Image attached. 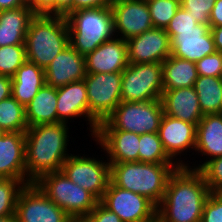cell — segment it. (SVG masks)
<instances>
[{
	"label": "cell",
	"instance_id": "6da1fadb",
	"mask_svg": "<svg viewBox=\"0 0 222 222\" xmlns=\"http://www.w3.org/2000/svg\"><path fill=\"white\" fill-rule=\"evenodd\" d=\"M210 190L198 170L178 167L157 206V222H201Z\"/></svg>",
	"mask_w": 222,
	"mask_h": 222
},
{
	"label": "cell",
	"instance_id": "7a4b0ae2",
	"mask_svg": "<svg viewBox=\"0 0 222 222\" xmlns=\"http://www.w3.org/2000/svg\"><path fill=\"white\" fill-rule=\"evenodd\" d=\"M69 126L67 123L40 124L25 131L26 185L42 175L61 171L68 153Z\"/></svg>",
	"mask_w": 222,
	"mask_h": 222
},
{
	"label": "cell",
	"instance_id": "3957f363",
	"mask_svg": "<svg viewBox=\"0 0 222 222\" xmlns=\"http://www.w3.org/2000/svg\"><path fill=\"white\" fill-rule=\"evenodd\" d=\"M176 163L124 162L110 164V181L119 188L147 197L158 206Z\"/></svg>",
	"mask_w": 222,
	"mask_h": 222
},
{
	"label": "cell",
	"instance_id": "277c9868",
	"mask_svg": "<svg viewBox=\"0 0 222 222\" xmlns=\"http://www.w3.org/2000/svg\"><path fill=\"white\" fill-rule=\"evenodd\" d=\"M69 43V30L63 15L36 14L25 37L27 61L45 69Z\"/></svg>",
	"mask_w": 222,
	"mask_h": 222
},
{
	"label": "cell",
	"instance_id": "5b68a950",
	"mask_svg": "<svg viewBox=\"0 0 222 222\" xmlns=\"http://www.w3.org/2000/svg\"><path fill=\"white\" fill-rule=\"evenodd\" d=\"M65 18L69 43L83 56L115 37L110 6L79 9L70 12Z\"/></svg>",
	"mask_w": 222,
	"mask_h": 222
},
{
	"label": "cell",
	"instance_id": "8992f818",
	"mask_svg": "<svg viewBox=\"0 0 222 222\" xmlns=\"http://www.w3.org/2000/svg\"><path fill=\"white\" fill-rule=\"evenodd\" d=\"M34 183L75 221H82L99 202L90 192L72 182L62 171L42 175Z\"/></svg>",
	"mask_w": 222,
	"mask_h": 222
},
{
	"label": "cell",
	"instance_id": "52a82bcc",
	"mask_svg": "<svg viewBox=\"0 0 222 222\" xmlns=\"http://www.w3.org/2000/svg\"><path fill=\"white\" fill-rule=\"evenodd\" d=\"M161 99L145 102L121 101L97 130H122L136 134L157 133L163 116Z\"/></svg>",
	"mask_w": 222,
	"mask_h": 222
},
{
	"label": "cell",
	"instance_id": "ba28073f",
	"mask_svg": "<svg viewBox=\"0 0 222 222\" xmlns=\"http://www.w3.org/2000/svg\"><path fill=\"white\" fill-rule=\"evenodd\" d=\"M163 90L162 63H129L122 72L121 101L161 99Z\"/></svg>",
	"mask_w": 222,
	"mask_h": 222
},
{
	"label": "cell",
	"instance_id": "9c48e42d",
	"mask_svg": "<svg viewBox=\"0 0 222 222\" xmlns=\"http://www.w3.org/2000/svg\"><path fill=\"white\" fill-rule=\"evenodd\" d=\"M82 155L71 154L63 163L61 171L72 182L90 192L98 201H101L110 183V162L104 160L103 156V160H100L97 159L98 157Z\"/></svg>",
	"mask_w": 222,
	"mask_h": 222
},
{
	"label": "cell",
	"instance_id": "30bf717a",
	"mask_svg": "<svg viewBox=\"0 0 222 222\" xmlns=\"http://www.w3.org/2000/svg\"><path fill=\"white\" fill-rule=\"evenodd\" d=\"M89 114L98 122L104 121L121 102L122 72L86 73Z\"/></svg>",
	"mask_w": 222,
	"mask_h": 222
},
{
	"label": "cell",
	"instance_id": "8fae6325",
	"mask_svg": "<svg viewBox=\"0 0 222 222\" xmlns=\"http://www.w3.org/2000/svg\"><path fill=\"white\" fill-rule=\"evenodd\" d=\"M100 202L122 222H157V206L151 200L119 188L111 181Z\"/></svg>",
	"mask_w": 222,
	"mask_h": 222
},
{
	"label": "cell",
	"instance_id": "7c38bea8",
	"mask_svg": "<svg viewBox=\"0 0 222 222\" xmlns=\"http://www.w3.org/2000/svg\"><path fill=\"white\" fill-rule=\"evenodd\" d=\"M18 222H72L66 212L49 199L35 183L20 192L15 209Z\"/></svg>",
	"mask_w": 222,
	"mask_h": 222
},
{
	"label": "cell",
	"instance_id": "4fadbf2b",
	"mask_svg": "<svg viewBox=\"0 0 222 222\" xmlns=\"http://www.w3.org/2000/svg\"><path fill=\"white\" fill-rule=\"evenodd\" d=\"M110 8L115 37L127 41L153 28L147 2L143 0H114Z\"/></svg>",
	"mask_w": 222,
	"mask_h": 222
},
{
	"label": "cell",
	"instance_id": "5bb4252c",
	"mask_svg": "<svg viewBox=\"0 0 222 222\" xmlns=\"http://www.w3.org/2000/svg\"><path fill=\"white\" fill-rule=\"evenodd\" d=\"M197 126L163 114L159 125V137L168 157L179 166L186 167L181 154L195 150ZM189 150V151H188ZM178 157V158H176ZM176 158V159H175Z\"/></svg>",
	"mask_w": 222,
	"mask_h": 222
},
{
	"label": "cell",
	"instance_id": "9a60e30c",
	"mask_svg": "<svg viewBox=\"0 0 222 222\" xmlns=\"http://www.w3.org/2000/svg\"><path fill=\"white\" fill-rule=\"evenodd\" d=\"M126 42L129 63H162L171 55L170 38L162 28L153 27Z\"/></svg>",
	"mask_w": 222,
	"mask_h": 222
},
{
	"label": "cell",
	"instance_id": "2e32d148",
	"mask_svg": "<svg viewBox=\"0 0 222 222\" xmlns=\"http://www.w3.org/2000/svg\"><path fill=\"white\" fill-rule=\"evenodd\" d=\"M58 123H67L69 119L85 117L90 134L94 138L99 123L89 114L86 83L84 80L71 82L57 88Z\"/></svg>",
	"mask_w": 222,
	"mask_h": 222
},
{
	"label": "cell",
	"instance_id": "e0dca14e",
	"mask_svg": "<svg viewBox=\"0 0 222 222\" xmlns=\"http://www.w3.org/2000/svg\"><path fill=\"white\" fill-rule=\"evenodd\" d=\"M170 43L172 56L195 63L216 52L210 27L205 24H197L195 29L176 30Z\"/></svg>",
	"mask_w": 222,
	"mask_h": 222
},
{
	"label": "cell",
	"instance_id": "ac0fdd59",
	"mask_svg": "<svg viewBox=\"0 0 222 222\" xmlns=\"http://www.w3.org/2000/svg\"><path fill=\"white\" fill-rule=\"evenodd\" d=\"M86 73L123 72L129 65L126 40L114 37L85 56Z\"/></svg>",
	"mask_w": 222,
	"mask_h": 222
},
{
	"label": "cell",
	"instance_id": "d6986e66",
	"mask_svg": "<svg viewBox=\"0 0 222 222\" xmlns=\"http://www.w3.org/2000/svg\"><path fill=\"white\" fill-rule=\"evenodd\" d=\"M93 140L104 150L110 164L138 162L139 134L122 130H97Z\"/></svg>",
	"mask_w": 222,
	"mask_h": 222
},
{
	"label": "cell",
	"instance_id": "ffe728a7",
	"mask_svg": "<svg viewBox=\"0 0 222 222\" xmlns=\"http://www.w3.org/2000/svg\"><path fill=\"white\" fill-rule=\"evenodd\" d=\"M85 76V56L81 55L71 45L60 52L45 68L46 84L56 88L84 80Z\"/></svg>",
	"mask_w": 222,
	"mask_h": 222
},
{
	"label": "cell",
	"instance_id": "44dd1931",
	"mask_svg": "<svg viewBox=\"0 0 222 222\" xmlns=\"http://www.w3.org/2000/svg\"><path fill=\"white\" fill-rule=\"evenodd\" d=\"M25 132H6L0 138V178L22 180L26 184Z\"/></svg>",
	"mask_w": 222,
	"mask_h": 222
},
{
	"label": "cell",
	"instance_id": "7402d4cb",
	"mask_svg": "<svg viewBox=\"0 0 222 222\" xmlns=\"http://www.w3.org/2000/svg\"><path fill=\"white\" fill-rule=\"evenodd\" d=\"M161 103L164 114L196 126L204 116L194 87L163 90Z\"/></svg>",
	"mask_w": 222,
	"mask_h": 222
},
{
	"label": "cell",
	"instance_id": "603a6c76",
	"mask_svg": "<svg viewBox=\"0 0 222 222\" xmlns=\"http://www.w3.org/2000/svg\"><path fill=\"white\" fill-rule=\"evenodd\" d=\"M195 153L207 157L194 168L187 164L186 167L193 170H199L207 161L222 156V113L206 114L198 122Z\"/></svg>",
	"mask_w": 222,
	"mask_h": 222
},
{
	"label": "cell",
	"instance_id": "cb8c5ba5",
	"mask_svg": "<svg viewBox=\"0 0 222 222\" xmlns=\"http://www.w3.org/2000/svg\"><path fill=\"white\" fill-rule=\"evenodd\" d=\"M35 15L29 5L0 11V47L25 45L28 26Z\"/></svg>",
	"mask_w": 222,
	"mask_h": 222
},
{
	"label": "cell",
	"instance_id": "d4e9b609",
	"mask_svg": "<svg viewBox=\"0 0 222 222\" xmlns=\"http://www.w3.org/2000/svg\"><path fill=\"white\" fill-rule=\"evenodd\" d=\"M45 83V69L26 60L12 77L11 96L25 107Z\"/></svg>",
	"mask_w": 222,
	"mask_h": 222
},
{
	"label": "cell",
	"instance_id": "484cf974",
	"mask_svg": "<svg viewBox=\"0 0 222 222\" xmlns=\"http://www.w3.org/2000/svg\"><path fill=\"white\" fill-rule=\"evenodd\" d=\"M57 88L44 84L31 102L25 106L28 127L58 123Z\"/></svg>",
	"mask_w": 222,
	"mask_h": 222
},
{
	"label": "cell",
	"instance_id": "4316f807",
	"mask_svg": "<svg viewBox=\"0 0 222 222\" xmlns=\"http://www.w3.org/2000/svg\"><path fill=\"white\" fill-rule=\"evenodd\" d=\"M198 76L195 62L172 55L162 62L164 90L194 87Z\"/></svg>",
	"mask_w": 222,
	"mask_h": 222
},
{
	"label": "cell",
	"instance_id": "83f0119b",
	"mask_svg": "<svg viewBox=\"0 0 222 222\" xmlns=\"http://www.w3.org/2000/svg\"><path fill=\"white\" fill-rule=\"evenodd\" d=\"M194 88L203 115L222 113V77L198 76Z\"/></svg>",
	"mask_w": 222,
	"mask_h": 222
},
{
	"label": "cell",
	"instance_id": "f1b7e54d",
	"mask_svg": "<svg viewBox=\"0 0 222 222\" xmlns=\"http://www.w3.org/2000/svg\"><path fill=\"white\" fill-rule=\"evenodd\" d=\"M0 128L5 132H25L29 128L25 107L12 96L0 101Z\"/></svg>",
	"mask_w": 222,
	"mask_h": 222
},
{
	"label": "cell",
	"instance_id": "f546056e",
	"mask_svg": "<svg viewBox=\"0 0 222 222\" xmlns=\"http://www.w3.org/2000/svg\"><path fill=\"white\" fill-rule=\"evenodd\" d=\"M138 151V162L175 163L164 151L158 132L140 134Z\"/></svg>",
	"mask_w": 222,
	"mask_h": 222
},
{
	"label": "cell",
	"instance_id": "4dcf8cb0",
	"mask_svg": "<svg viewBox=\"0 0 222 222\" xmlns=\"http://www.w3.org/2000/svg\"><path fill=\"white\" fill-rule=\"evenodd\" d=\"M25 186L19 179L0 178V217L15 215L18 196Z\"/></svg>",
	"mask_w": 222,
	"mask_h": 222
},
{
	"label": "cell",
	"instance_id": "1f68e13d",
	"mask_svg": "<svg viewBox=\"0 0 222 222\" xmlns=\"http://www.w3.org/2000/svg\"><path fill=\"white\" fill-rule=\"evenodd\" d=\"M26 60L25 45L0 47V75L13 77Z\"/></svg>",
	"mask_w": 222,
	"mask_h": 222
},
{
	"label": "cell",
	"instance_id": "d6a6232c",
	"mask_svg": "<svg viewBox=\"0 0 222 222\" xmlns=\"http://www.w3.org/2000/svg\"><path fill=\"white\" fill-rule=\"evenodd\" d=\"M152 25L166 29L169 22L180 8V0H152L147 2Z\"/></svg>",
	"mask_w": 222,
	"mask_h": 222
},
{
	"label": "cell",
	"instance_id": "836d02e7",
	"mask_svg": "<svg viewBox=\"0 0 222 222\" xmlns=\"http://www.w3.org/2000/svg\"><path fill=\"white\" fill-rule=\"evenodd\" d=\"M198 171L210 192H222V156L207 161Z\"/></svg>",
	"mask_w": 222,
	"mask_h": 222
},
{
	"label": "cell",
	"instance_id": "e575fe53",
	"mask_svg": "<svg viewBox=\"0 0 222 222\" xmlns=\"http://www.w3.org/2000/svg\"><path fill=\"white\" fill-rule=\"evenodd\" d=\"M215 2L216 0H180V5L196 18L199 24L209 25Z\"/></svg>",
	"mask_w": 222,
	"mask_h": 222
},
{
	"label": "cell",
	"instance_id": "d590c367",
	"mask_svg": "<svg viewBox=\"0 0 222 222\" xmlns=\"http://www.w3.org/2000/svg\"><path fill=\"white\" fill-rule=\"evenodd\" d=\"M199 24L192 15L181 6L173 16L165 31L167 32L170 41L176 36V30L195 29Z\"/></svg>",
	"mask_w": 222,
	"mask_h": 222
},
{
	"label": "cell",
	"instance_id": "8d00e7d4",
	"mask_svg": "<svg viewBox=\"0 0 222 222\" xmlns=\"http://www.w3.org/2000/svg\"><path fill=\"white\" fill-rule=\"evenodd\" d=\"M199 76L222 77V53L206 55L196 63Z\"/></svg>",
	"mask_w": 222,
	"mask_h": 222
},
{
	"label": "cell",
	"instance_id": "74e56055",
	"mask_svg": "<svg viewBox=\"0 0 222 222\" xmlns=\"http://www.w3.org/2000/svg\"><path fill=\"white\" fill-rule=\"evenodd\" d=\"M201 222H222V192H210L203 208Z\"/></svg>",
	"mask_w": 222,
	"mask_h": 222
},
{
	"label": "cell",
	"instance_id": "f35d334b",
	"mask_svg": "<svg viewBox=\"0 0 222 222\" xmlns=\"http://www.w3.org/2000/svg\"><path fill=\"white\" fill-rule=\"evenodd\" d=\"M82 222H122V220L99 201Z\"/></svg>",
	"mask_w": 222,
	"mask_h": 222
},
{
	"label": "cell",
	"instance_id": "ab89813d",
	"mask_svg": "<svg viewBox=\"0 0 222 222\" xmlns=\"http://www.w3.org/2000/svg\"><path fill=\"white\" fill-rule=\"evenodd\" d=\"M35 14L55 15V0H28Z\"/></svg>",
	"mask_w": 222,
	"mask_h": 222
},
{
	"label": "cell",
	"instance_id": "60d3db41",
	"mask_svg": "<svg viewBox=\"0 0 222 222\" xmlns=\"http://www.w3.org/2000/svg\"><path fill=\"white\" fill-rule=\"evenodd\" d=\"M114 0H73V11L110 6Z\"/></svg>",
	"mask_w": 222,
	"mask_h": 222
},
{
	"label": "cell",
	"instance_id": "b9f144b4",
	"mask_svg": "<svg viewBox=\"0 0 222 222\" xmlns=\"http://www.w3.org/2000/svg\"><path fill=\"white\" fill-rule=\"evenodd\" d=\"M222 26V0H216L210 14L209 27Z\"/></svg>",
	"mask_w": 222,
	"mask_h": 222
},
{
	"label": "cell",
	"instance_id": "7bdbcfd3",
	"mask_svg": "<svg viewBox=\"0 0 222 222\" xmlns=\"http://www.w3.org/2000/svg\"><path fill=\"white\" fill-rule=\"evenodd\" d=\"M12 77L0 75V101L11 96Z\"/></svg>",
	"mask_w": 222,
	"mask_h": 222
},
{
	"label": "cell",
	"instance_id": "ee69618b",
	"mask_svg": "<svg viewBox=\"0 0 222 222\" xmlns=\"http://www.w3.org/2000/svg\"><path fill=\"white\" fill-rule=\"evenodd\" d=\"M73 12V0H55V15L64 17Z\"/></svg>",
	"mask_w": 222,
	"mask_h": 222
},
{
	"label": "cell",
	"instance_id": "f6af8a7d",
	"mask_svg": "<svg viewBox=\"0 0 222 222\" xmlns=\"http://www.w3.org/2000/svg\"><path fill=\"white\" fill-rule=\"evenodd\" d=\"M28 5L26 0H0V11L16 9Z\"/></svg>",
	"mask_w": 222,
	"mask_h": 222
},
{
	"label": "cell",
	"instance_id": "bcb514c9",
	"mask_svg": "<svg viewBox=\"0 0 222 222\" xmlns=\"http://www.w3.org/2000/svg\"><path fill=\"white\" fill-rule=\"evenodd\" d=\"M210 30L214 40L216 51L222 53V26L211 27Z\"/></svg>",
	"mask_w": 222,
	"mask_h": 222
},
{
	"label": "cell",
	"instance_id": "7dc6e473",
	"mask_svg": "<svg viewBox=\"0 0 222 222\" xmlns=\"http://www.w3.org/2000/svg\"><path fill=\"white\" fill-rule=\"evenodd\" d=\"M0 222H18L15 215L0 217Z\"/></svg>",
	"mask_w": 222,
	"mask_h": 222
},
{
	"label": "cell",
	"instance_id": "c3c4849f",
	"mask_svg": "<svg viewBox=\"0 0 222 222\" xmlns=\"http://www.w3.org/2000/svg\"><path fill=\"white\" fill-rule=\"evenodd\" d=\"M6 132L2 129V128H0V138L5 134Z\"/></svg>",
	"mask_w": 222,
	"mask_h": 222
}]
</instances>
